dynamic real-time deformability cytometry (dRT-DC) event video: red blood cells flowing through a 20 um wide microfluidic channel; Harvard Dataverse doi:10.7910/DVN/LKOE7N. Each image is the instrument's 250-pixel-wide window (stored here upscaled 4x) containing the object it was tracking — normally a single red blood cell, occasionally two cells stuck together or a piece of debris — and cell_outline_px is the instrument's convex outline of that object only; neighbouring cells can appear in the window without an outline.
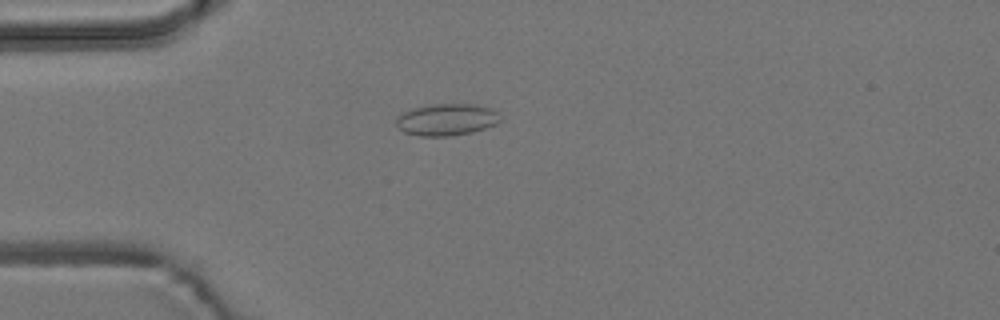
{"species": "common noctule bat (a hibernating species)", "species_latin": "Nyctalus noctula", "temperature_condition": "room temperature", "stored_images_in_passage": 3, "camera_frame_rate_fps": 3000, "um_per_image_px": 0.085, "animal": {"sex": "male", "body_mass_g": 19.2, "forearm_length_mm": 51.8}, "frame": {"image": 1, "passage_image": 3, "time_ms": 2.0, "image_size_px": [1000, 320], "cell_outline_px": [[500, 120], [496, 124], [472, 132], [448, 136], [420, 136], [404, 132], [396, 124], [396, 120], [404, 112], [412, 108], [428, 104], [476, 104], [492, 108], [496, 112]], "centroid_in_image_um": [37.96, 10.16], "position_along_channel_um": 47.0, "area_um2": 19.19}}